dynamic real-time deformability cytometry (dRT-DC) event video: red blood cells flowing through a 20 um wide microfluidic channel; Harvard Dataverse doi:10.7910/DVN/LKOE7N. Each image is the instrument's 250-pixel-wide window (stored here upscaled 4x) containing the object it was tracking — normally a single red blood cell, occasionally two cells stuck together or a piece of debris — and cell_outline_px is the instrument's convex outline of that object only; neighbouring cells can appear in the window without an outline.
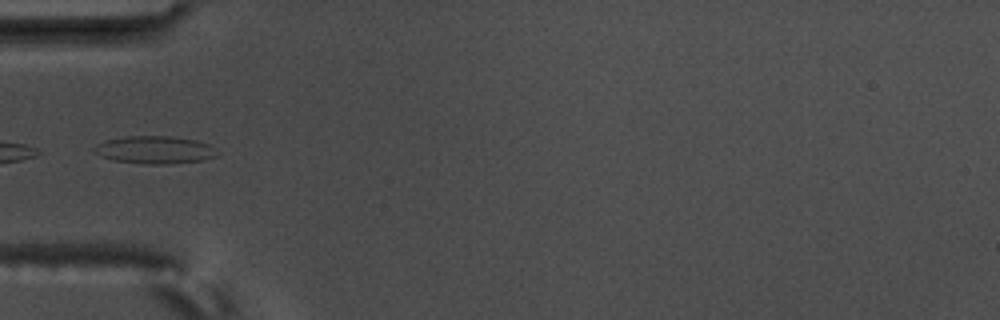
{"species": "common noctule bat (a hibernating species)", "species_latin": "Nyctalus noctula", "temperature_condition": "warm", "stored_images_in_passage": 3, "camera_frame_rate_fps": 3000, "um_per_image_px": 0.085, "animal": {"sex": "male", "body_mass_g": 17.5, "forearm_length_mm": 52.3}, "frame": {"image": 1, "passage_image": 3, "time_ms": 0.667, "image_size_px": [1000, 320], "cell_outline_px": [[220, 152], [216, 156], [200, 160], [168, 164], [144, 164], [112, 160], [100, 156], [92, 152], [92, 148], [104, 140], [128, 136], [172, 136], [196, 140], [208, 144]], "centroid_in_image_um": [13.12, 12.74], "position_along_channel_um": 71.9, "area_um2": 19.94}}